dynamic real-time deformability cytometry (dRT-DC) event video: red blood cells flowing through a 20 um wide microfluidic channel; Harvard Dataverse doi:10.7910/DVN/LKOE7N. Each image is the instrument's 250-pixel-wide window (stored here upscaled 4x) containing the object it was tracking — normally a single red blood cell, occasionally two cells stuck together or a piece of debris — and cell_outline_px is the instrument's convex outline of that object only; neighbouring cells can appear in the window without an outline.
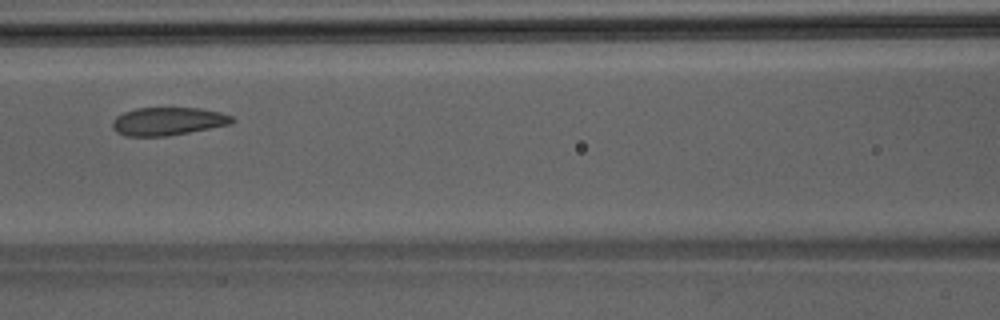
{"species": "Egyptian fruit bat (a non-hibernating species)", "species_latin": "Rousettus aegyptiacus", "temperature_condition": "room temperature", "stored_images_in_passage": 40, "camera_frame_rate_fps": 3000, "um_per_image_px": 0.085, "animal": {"sex": "male"}, "frame": {"image": 1, "passage_image": 13, "time_ms": 4.0, "image_size_px": [1000, 320], "cell_outline_px": [[236, 120], [232, 124], [188, 132], [164, 136], [124, 136], [116, 132], [112, 128], [112, 120], [116, 116], [124, 112], [136, 108], [200, 108], [220, 112], [232, 116]], "centroid_in_image_um": [14.26, 10.31], "position_along_channel_um": 152.3, "area_um2": 19.59}}
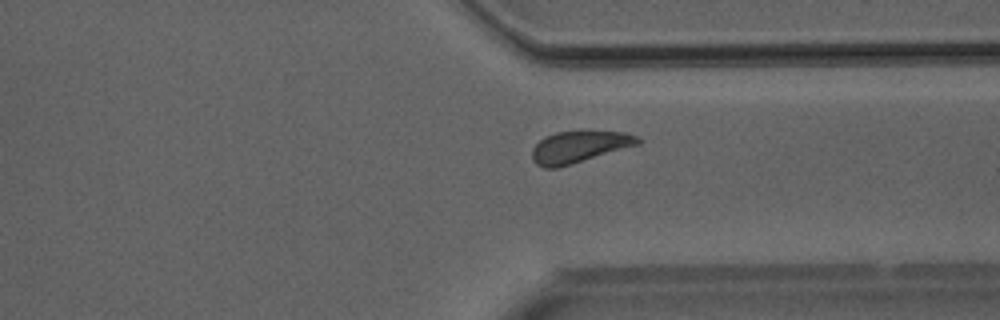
{"frame": {"image": 2, "passage_image": 28, "time_ms": 9.0, "image_size_px": [1000, 320], "cell_outline_px": [[640, 144], [572, 164], [556, 168], [544, 168], [536, 164], [532, 160], [532, 148], [544, 136], [556, 132], [580, 128], [584, 128], [624, 132], [636, 136], [640, 140]], "centroid_in_image_um": [49.22, 12.43], "position_along_channel_um": 362.2, "area_um2": 20.35}}
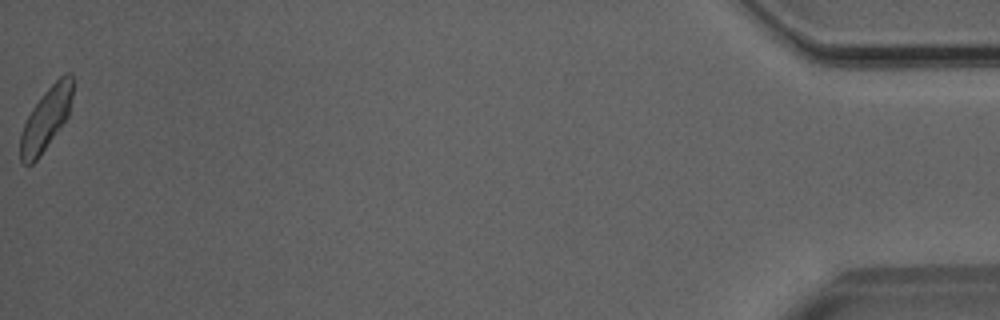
{"frame": {"image": 3, "passage_image": 40, "time_ms": 13.0, "image_size_px": [1000, 320], "cell_outline_px": [[72, 96], [68, 116], [40, 156], [32, 164], [24, 164], [20, 160], [20, 136], [24, 124], [32, 108], [44, 92], [64, 72], [72, 72]], "centroid_in_image_um": [3.91, 10.09], "position_along_channel_um": 431.3, "area_um2": 18.84}}